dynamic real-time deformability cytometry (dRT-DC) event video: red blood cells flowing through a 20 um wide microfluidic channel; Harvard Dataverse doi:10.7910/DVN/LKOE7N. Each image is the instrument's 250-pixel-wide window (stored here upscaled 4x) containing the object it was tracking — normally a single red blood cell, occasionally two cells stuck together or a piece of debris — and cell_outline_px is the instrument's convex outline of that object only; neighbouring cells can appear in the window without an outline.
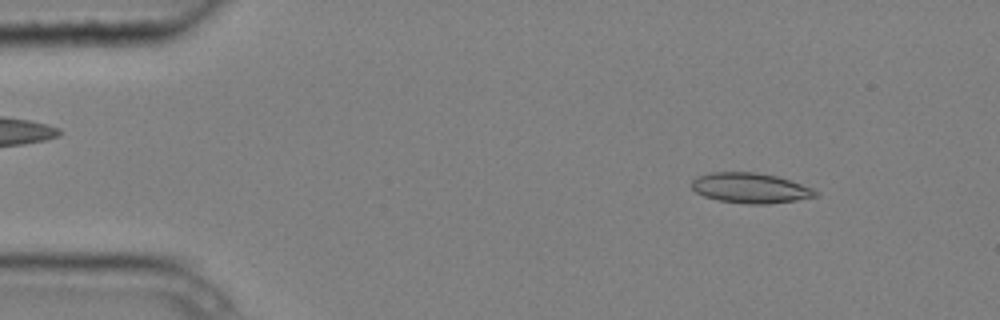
{"species": "common noctule bat (a hibernating species)", "species_latin": "Nyctalus noctula", "temperature_condition": "cold", "stored_images_in_passage": 5, "camera_frame_rate_fps": 3000, "um_per_image_px": 0.085, "animal": {"sex": "male", "body_mass_g": 20.4}, "frame": {"image": 1, "passage_image": 1, "time_ms": 0.0, "image_size_px": [1000, 320], "cell_outline_px": [[820, 196], [796, 200], [768, 204], [744, 204], [720, 200], [704, 196], [696, 192], [692, 188], [692, 180], [696, 176], [712, 172], [756, 172], [776, 176], [812, 188], [820, 192]], "centroid_in_image_um": [63.79, 15.98], "position_along_channel_um": 21.2, "area_um2": 21.79}}
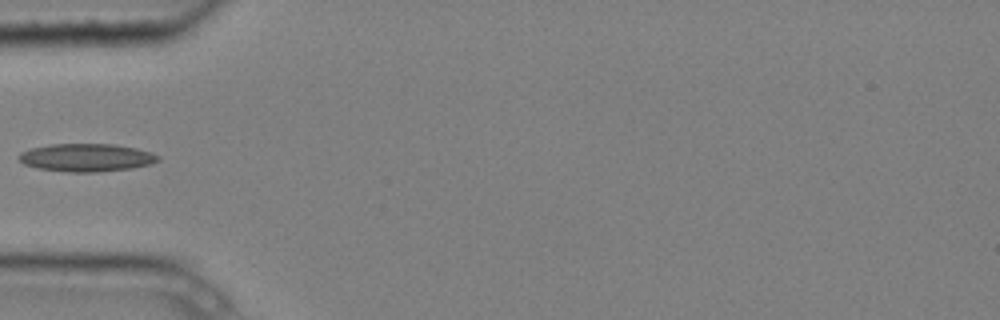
{"frame": {"image": 2, "passage_image": 4, "time_ms": 1.0, "image_size_px": [1000, 320], "cell_outline_px": [[160, 160], [152, 164], [132, 168], [96, 172], [64, 172], [36, 168], [24, 164], [20, 160], [20, 152], [32, 148], [52, 144], [112, 144], [136, 148], [152, 152], [160, 156]], "centroid_in_image_um": [7.38, 13.4], "position_along_channel_um": 77.6, "area_um2": 22.72}}
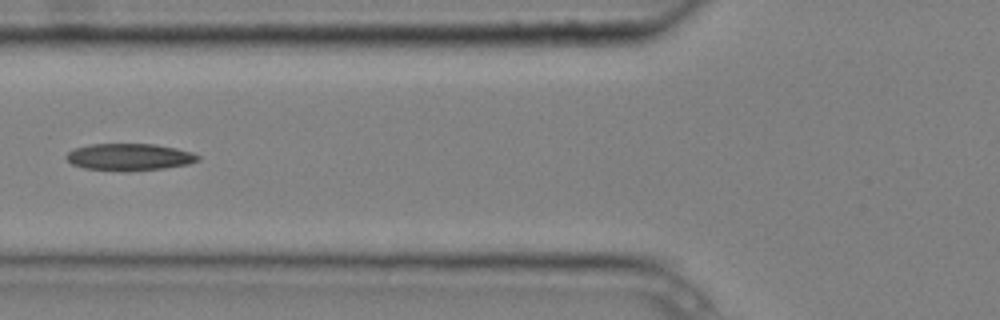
{"frame": {"image": 3, "passage_image": 5, "time_ms": 1.333, "image_size_px": [1000, 320], "cell_outline_px": [[200, 160], [188, 164], [164, 168], [124, 172], [84, 168], [72, 164], [64, 156], [72, 148], [92, 144], [156, 144], [176, 148], [192, 152], [200, 156]], "centroid_in_image_um": [10.98, 13.35], "position_along_channel_um": 114.8, "area_um2": 20.92}}